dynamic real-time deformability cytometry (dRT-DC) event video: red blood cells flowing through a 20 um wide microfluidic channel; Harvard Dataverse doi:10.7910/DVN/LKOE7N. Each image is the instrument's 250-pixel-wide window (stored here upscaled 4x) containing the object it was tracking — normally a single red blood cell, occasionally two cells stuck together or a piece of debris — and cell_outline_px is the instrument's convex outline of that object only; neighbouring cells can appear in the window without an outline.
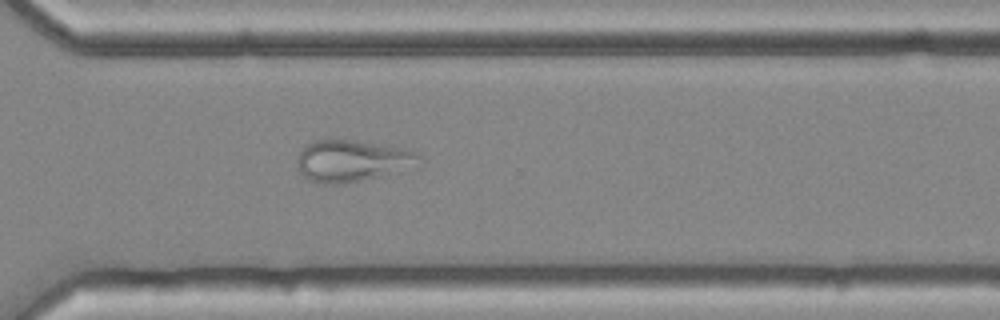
{"species": "common noctule bat (a hibernating species)", "species_latin": "Nyctalus noctula", "temperature_condition": "cold", "stored_images_in_passage": 43, "camera_frame_rate_fps": 3000, "um_per_image_px": 0.085, "animal": {"sex": "female", "body_mass_g": 25.1}, "frame": {"image": 1, "passage_image": 33, "time_ms": 10.667, "image_size_px": [1000, 320], "cell_outline_px": [[420, 168], [344, 184], [324, 184], [308, 180], [296, 168], [296, 156], [300, 148], [304, 144], [328, 136], [356, 140], [396, 148], [412, 152], [420, 156]], "centroid_in_image_um": [29.86, 13.66], "position_along_channel_um": 340.7, "area_um2": 30.69}, "authors_computed_cell_mechanics": {"area_um2": 26.2412, "velocity_mm_per_s": 3.6878, "shape_relaxation_time_tau1_ms": null, "shape_relaxation_time_tau2_ms": 2.4108, "deformation_change_tau1": null, "deformation_change_tau2": 0.1009}}